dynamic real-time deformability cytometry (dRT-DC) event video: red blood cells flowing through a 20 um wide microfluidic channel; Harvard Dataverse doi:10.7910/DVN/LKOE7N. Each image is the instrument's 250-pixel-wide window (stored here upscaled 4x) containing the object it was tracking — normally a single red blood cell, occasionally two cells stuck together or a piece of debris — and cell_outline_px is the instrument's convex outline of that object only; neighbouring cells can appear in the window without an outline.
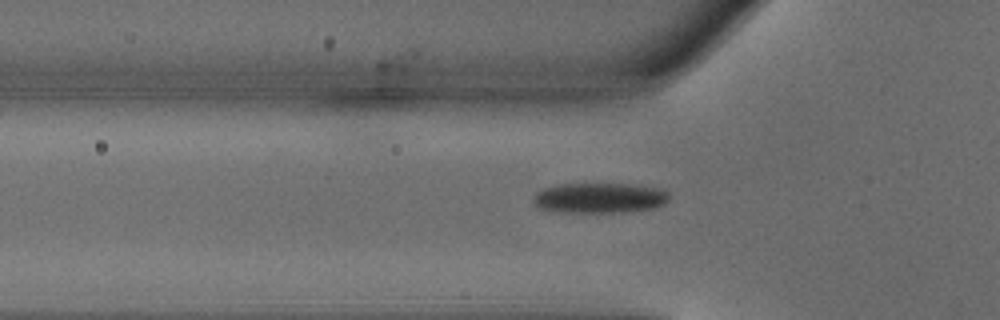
{"species": "common noctule bat (a hibernating species)", "species_latin": "Nyctalus noctula", "temperature_condition": "warm", "stored_images_in_passage": 34, "camera_frame_rate_fps": 3000, "um_per_image_px": 0.085, "animal": {"sex": "male", "body_mass_g": 18.8}, "frame": {"image": 1, "passage_image": 9, "time_ms": 2.667, "image_size_px": [1000, 320], "cell_outline_px": [[668, 200], [664, 204], [656, 208], [620, 212], [568, 212], [540, 208], [532, 200], [536, 192], [544, 188], [556, 184], [632, 184], [656, 188], [668, 192]], "centroid_in_image_um": [50.97, 16.82], "position_along_channel_um": 74.8, "area_um2": 23.76}}
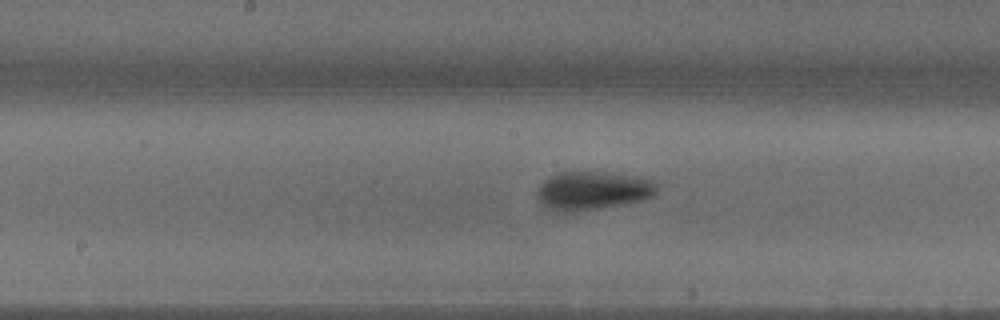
{"frame": {"image": 2, "passage_image": 18, "time_ms": 5.667, "image_size_px": [1000, 320], "cell_outline_px": [[656, 192], [652, 196], [644, 200], [624, 204], [600, 208], [572, 212], [560, 212], [544, 208], [536, 196], [540, 184], [544, 180], [560, 172], [592, 172], [636, 176], [652, 180], [656, 184]], "centroid_in_image_um": [50.34, 16.23], "position_along_channel_um": 197.9, "area_um2": 26.76}}
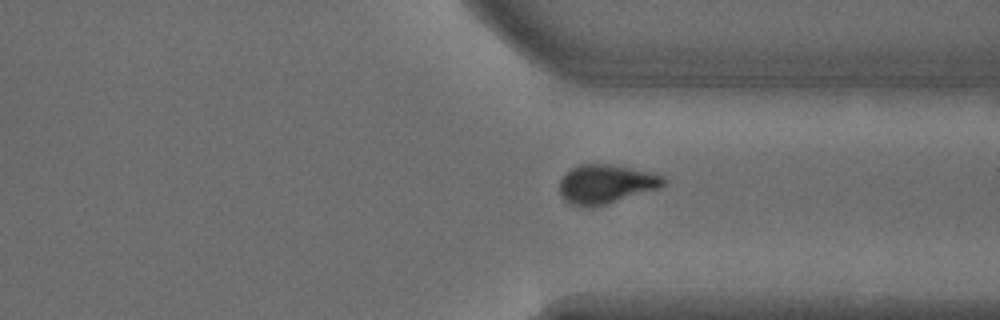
{"frame": {"image": 3, "passage_image": 30, "time_ms": 9.667, "image_size_px": [1000, 320], "cell_outline_px": [[664, 184], [660, 188], [608, 204], [588, 208], [584, 208], [572, 204], [564, 200], [560, 196], [560, 180], [564, 172], [568, 168], [580, 164], [608, 164], [652, 172], [664, 176]], "centroid_in_image_um": [51.46, 15.65], "position_along_channel_um": 359.9, "area_um2": 23.99}}